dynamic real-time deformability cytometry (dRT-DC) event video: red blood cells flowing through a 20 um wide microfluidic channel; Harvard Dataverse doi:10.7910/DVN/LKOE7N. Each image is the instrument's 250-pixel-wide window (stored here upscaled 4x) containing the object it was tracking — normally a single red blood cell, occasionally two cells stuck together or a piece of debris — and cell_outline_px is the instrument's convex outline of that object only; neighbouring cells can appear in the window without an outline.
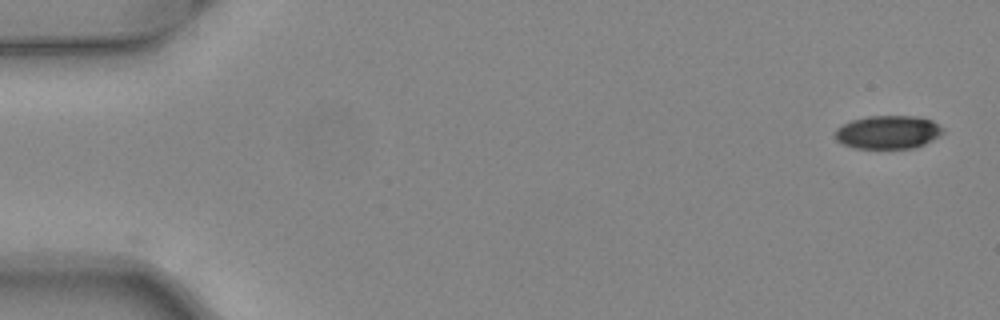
{"species": "common noctule bat (a hibernating species)", "species_latin": "Nyctalus noctula", "temperature_condition": "warm", "stored_images_in_passage": 10, "camera_frame_rate_fps": 3000, "um_per_image_px": 0.085, "animal": {"sex": "female", "body_mass_g": 24.6, "forearm_length_mm": 56.2}, "frame": {"image": 1, "passage_image": 1, "time_ms": 0.0, "image_size_px": [1000, 320], "cell_outline_px": [[944, 132], [932, 140], [924, 144], [912, 148], [852, 148], [836, 140], [836, 128], [852, 120], [868, 116], [916, 116], [932, 120], [944, 128]], "centroid_in_image_um": [75.5, 11.23], "position_along_channel_um": 9.5, "area_um2": 20.87}}